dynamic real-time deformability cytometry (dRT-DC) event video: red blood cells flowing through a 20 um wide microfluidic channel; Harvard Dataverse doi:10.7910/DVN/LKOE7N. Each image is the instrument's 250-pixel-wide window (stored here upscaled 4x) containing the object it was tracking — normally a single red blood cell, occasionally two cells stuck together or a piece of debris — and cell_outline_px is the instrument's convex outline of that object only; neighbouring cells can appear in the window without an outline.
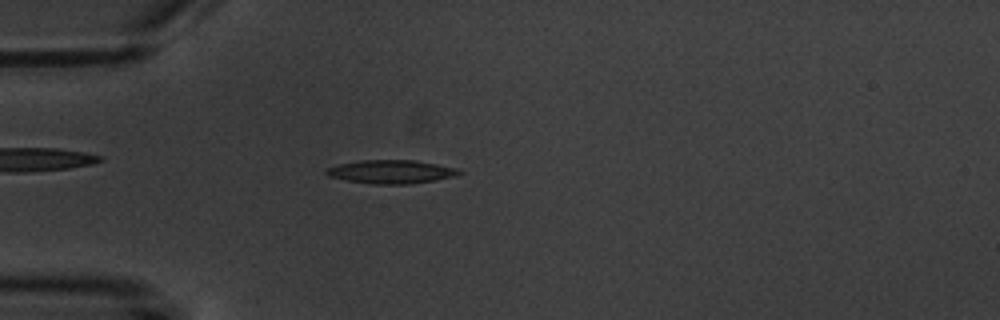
{"species": "common noctule bat (a hibernating species)", "species_latin": "Nyctalus noctula", "temperature_condition": "warm", "stored_images_in_passage": 4, "camera_frame_rate_fps": 3000, "um_per_image_px": 0.085, "animal": {"sex": "male", "body_mass_g": 20.1, "forearm_length_mm": 53.5}, "frame": {"image": 1, "passage_image": 4, "time_ms": 3.667, "image_size_px": [1000, 320], "cell_outline_px": [[464, 172], [456, 176], [436, 180], [408, 184], [372, 184], [348, 180], [328, 176], [324, 172], [328, 168], [340, 164], [360, 160], [416, 160], [456, 168]], "centroid_in_image_um": [33.28, 14.6], "position_along_channel_um": 51.7, "area_um2": 18.09}}